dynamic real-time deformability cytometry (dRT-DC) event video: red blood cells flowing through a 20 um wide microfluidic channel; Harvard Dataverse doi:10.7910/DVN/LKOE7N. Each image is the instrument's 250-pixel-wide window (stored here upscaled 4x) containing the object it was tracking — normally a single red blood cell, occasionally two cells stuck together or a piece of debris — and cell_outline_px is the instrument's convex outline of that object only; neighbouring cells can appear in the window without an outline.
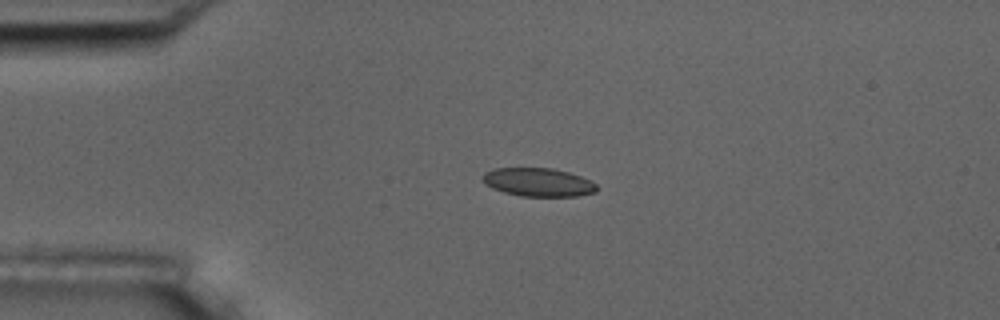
{"species": "common noctule bat (a hibernating species)", "species_latin": "Nyctalus noctula", "temperature_condition": "room temperature", "stored_images_in_passage": 5, "camera_frame_rate_fps": 3000, "um_per_image_px": 0.085, "animal": {"sex": "male", "body_mass_g": 17.5, "forearm_length_mm": 52.3}, "frame": {"image": 1, "passage_image": 3, "time_ms": 2.333, "image_size_px": [1000, 320], "cell_outline_px": [[596, 192], [576, 196], [520, 196], [504, 192], [492, 188], [484, 184], [480, 176], [484, 172], [492, 168], [552, 168], [568, 172], [580, 176], [596, 184]], "centroid_in_image_um": [45.68, 15.48], "position_along_channel_um": 39.3, "area_um2": 18.96}}